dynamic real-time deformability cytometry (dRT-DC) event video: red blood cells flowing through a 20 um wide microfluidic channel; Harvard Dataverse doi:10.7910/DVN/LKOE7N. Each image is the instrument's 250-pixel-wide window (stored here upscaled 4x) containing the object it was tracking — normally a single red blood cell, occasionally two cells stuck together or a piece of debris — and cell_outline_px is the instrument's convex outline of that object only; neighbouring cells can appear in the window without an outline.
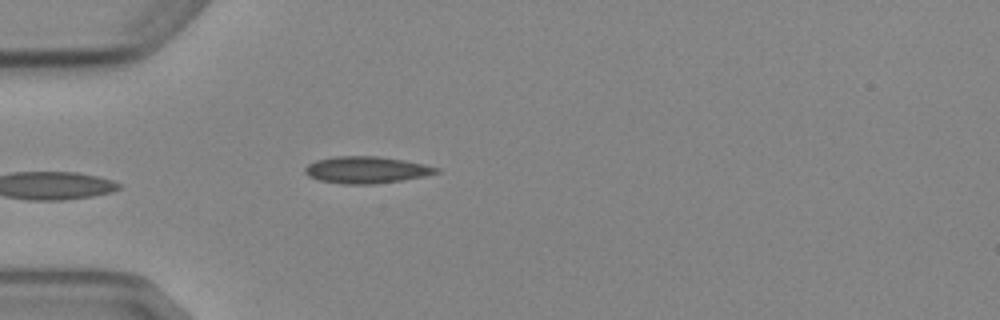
{"species": "Egyptian fruit bat (a non-hibernating species)", "species_latin": "Rousettus aegyptiacus", "temperature_condition": "cold", "stored_images_in_passage": 4, "camera_frame_rate_fps": 3000, "um_per_image_px": 0.085, "animal": {"sex": "female"}, "frame": {"image": 1, "passage_image": 4, "time_ms": 4.333, "image_size_px": [1000, 320], "cell_outline_px": [[440, 172], [424, 176], [400, 180], [372, 184], [344, 184], [320, 180], [308, 176], [304, 172], [304, 168], [308, 164], [316, 160], [336, 156], [376, 156], [404, 160], [424, 164], [440, 168]], "centroid_in_image_um": [31.13, 14.43], "position_along_channel_um": 53.9, "area_um2": 20.4}}